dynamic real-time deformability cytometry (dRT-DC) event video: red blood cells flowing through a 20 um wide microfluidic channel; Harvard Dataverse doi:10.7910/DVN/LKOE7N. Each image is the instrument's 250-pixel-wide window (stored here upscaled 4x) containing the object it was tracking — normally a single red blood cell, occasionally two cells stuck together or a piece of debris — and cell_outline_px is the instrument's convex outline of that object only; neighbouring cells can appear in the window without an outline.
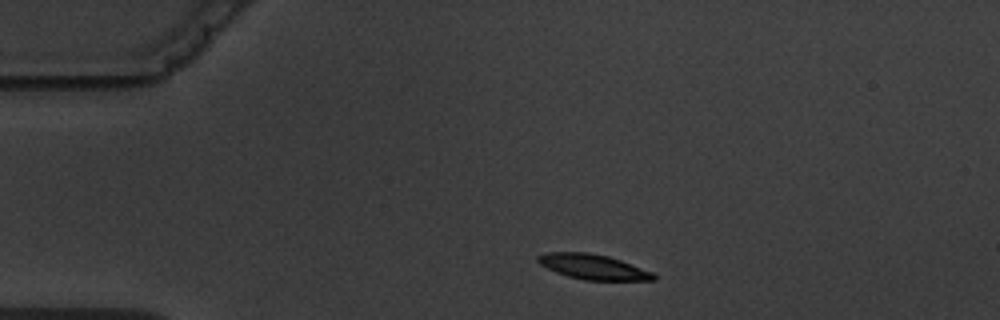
{"species": "common noctule bat (a hibernating species)", "species_latin": "Nyctalus noctula", "temperature_condition": "warm", "stored_images_in_passage": 6, "camera_frame_rate_fps": 3000, "um_per_image_px": 0.085, "animal": {"sex": "male", "body_mass_g": 19.5, "forearm_length_mm": 54.6}, "frame": {"image": 1, "passage_image": 1, "time_ms": 0.0, "image_size_px": [1000, 320], "cell_outline_px": [[656, 280], [584, 280], [568, 276], [556, 272], [540, 264], [536, 260], [536, 256], [544, 252], [588, 252], [608, 256], [620, 260], [652, 272], [656, 276]], "centroid_in_image_um": [50.37, 22.67], "position_along_channel_um": 34.6, "area_um2": 16.82}}
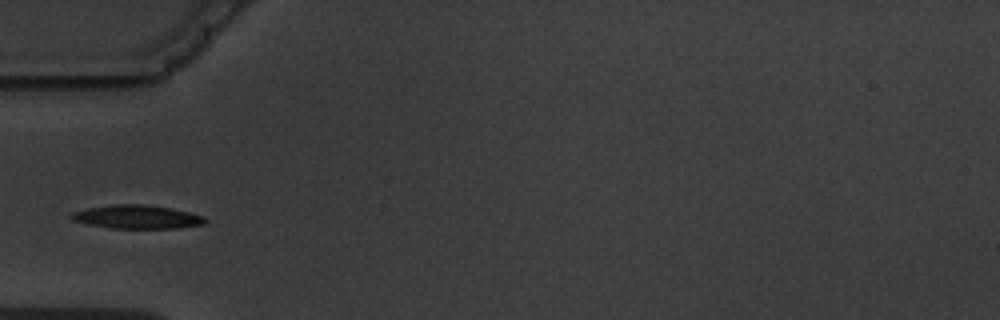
{"frame": {"image": 2, "passage_image": 3, "time_ms": 2.333, "image_size_px": [1000, 320], "cell_outline_px": [[208, 220], [204, 224], [176, 228], [112, 228], [88, 224], [72, 220], [68, 216], [72, 212], [88, 208], [112, 204], [144, 204], [172, 208], [204, 216]], "centroid_in_image_um": [11.64, 18.43], "position_along_channel_um": 73.4, "area_um2": 18.38}}